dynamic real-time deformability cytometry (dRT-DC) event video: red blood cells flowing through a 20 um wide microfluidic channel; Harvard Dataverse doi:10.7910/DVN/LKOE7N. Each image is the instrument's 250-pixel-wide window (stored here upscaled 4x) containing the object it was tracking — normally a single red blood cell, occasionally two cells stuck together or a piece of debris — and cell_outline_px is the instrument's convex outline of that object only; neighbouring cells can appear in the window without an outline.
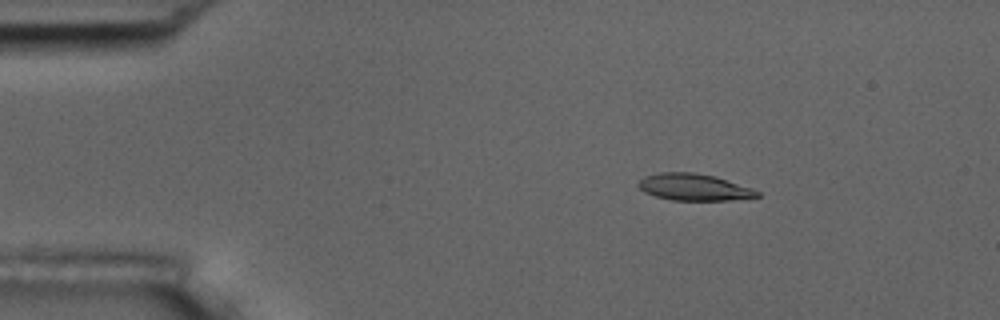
{"species": "common noctule bat (a hibernating species)", "species_latin": "Nyctalus noctula", "temperature_condition": "room temperature", "stored_images_in_passage": 5, "camera_frame_rate_fps": 3000, "um_per_image_px": 0.085, "animal": {"sex": "male", "body_mass_g": 17.5, "forearm_length_mm": 52.3}, "frame": {"image": 1, "passage_image": 3, "time_ms": 2.333, "image_size_px": [1000, 320], "cell_outline_px": [[760, 196], [728, 200], [672, 200], [656, 196], [644, 192], [636, 184], [644, 176], [660, 172], [692, 172], [716, 176], [752, 188], [760, 192]], "centroid_in_image_um": [58.97, 15.9], "position_along_channel_um": 26.0, "area_um2": 18.5}}